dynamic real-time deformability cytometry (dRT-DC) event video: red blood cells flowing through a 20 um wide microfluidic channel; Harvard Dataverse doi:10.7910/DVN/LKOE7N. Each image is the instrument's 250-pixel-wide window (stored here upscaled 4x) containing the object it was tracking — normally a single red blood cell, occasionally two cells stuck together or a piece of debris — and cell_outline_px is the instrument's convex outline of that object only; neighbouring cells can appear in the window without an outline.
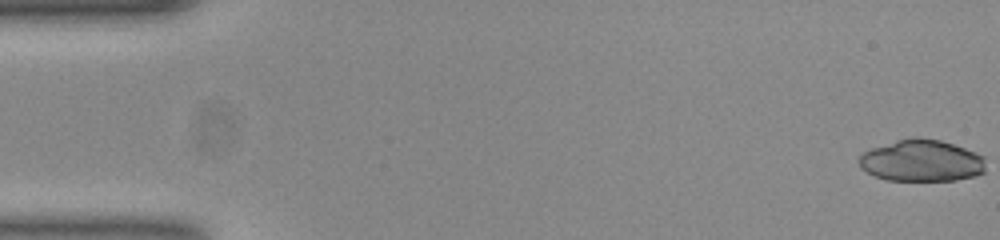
{"species": "common noctule bat (a hibernating species)", "species_latin": "Nyctalus noctula", "temperature_condition": "room temperature", "stored_images_in_passage": 52, "camera_frame_rate_fps": 3000, "um_per_image_px": 0.085, "animal": {"sex": "female", "body_mass_g": 23.0, "forearm_length_mm": 53.4}, "frame": {"image": 1, "passage_image": 1, "time_ms": 0.0, "image_size_px": [1000, 240], "cell_outline_px": [[984, 172], [976, 176], [956, 180], [888, 180], [876, 176], [860, 168], [860, 156], [864, 152], [872, 148], [896, 140], [916, 136], [940, 140], [976, 152], [984, 156]], "centroid_in_image_um": [78.35, 13.65], "position_along_channel_um": 6.6, "area_um2": 30.69}}